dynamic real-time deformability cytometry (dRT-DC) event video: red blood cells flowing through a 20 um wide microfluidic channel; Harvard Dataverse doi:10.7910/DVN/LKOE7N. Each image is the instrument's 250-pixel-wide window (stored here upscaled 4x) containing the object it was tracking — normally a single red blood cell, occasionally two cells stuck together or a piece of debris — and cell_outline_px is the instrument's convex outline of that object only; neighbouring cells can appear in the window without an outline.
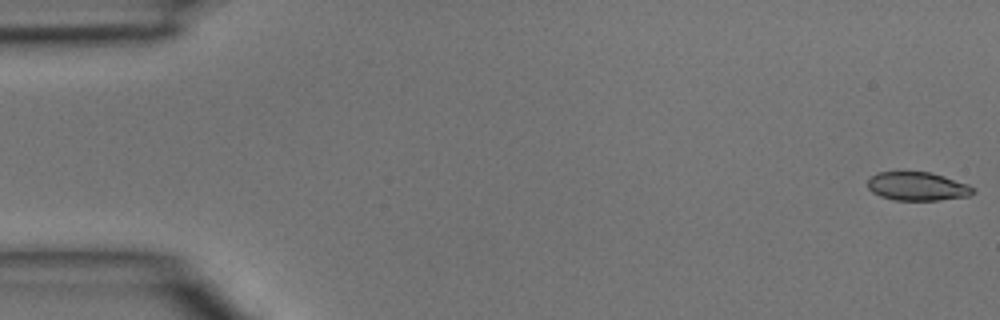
{"species": "common noctule bat (a hibernating species)", "species_latin": "Nyctalus noctula", "temperature_condition": "room temperature", "stored_images_in_passage": 11, "camera_frame_rate_fps": 3000, "um_per_image_px": 0.085, "animal": {"sex": "male", "body_mass_g": 15.6}, "frame": {"image": 1, "passage_image": 1, "time_ms": 0.0, "image_size_px": [1000, 320], "cell_outline_px": [[976, 192], [968, 196], [940, 200], [896, 200], [880, 196], [872, 192], [868, 188], [868, 180], [876, 172], [932, 172], [968, 184], [976, 188]], "centroid_in_image_um": [78.01, 15.84], "position_along_channel_um": 7.0, "area_um2": 17.63}}